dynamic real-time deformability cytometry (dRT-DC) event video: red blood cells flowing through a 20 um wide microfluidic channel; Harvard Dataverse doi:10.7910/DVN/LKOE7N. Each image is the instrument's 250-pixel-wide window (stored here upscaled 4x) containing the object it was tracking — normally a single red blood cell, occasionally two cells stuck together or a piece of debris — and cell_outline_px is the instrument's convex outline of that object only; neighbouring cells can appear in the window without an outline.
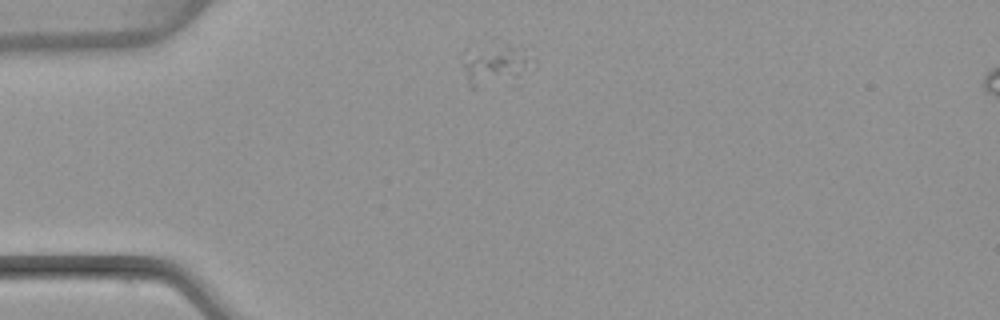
{"species": "common noctule bat (a hibernating species)", "species_latin": "Nyctalus noctula", "temperature_condition": "warm", "stored_images_in_passage": 2, "camera_frame_rate_fps": 3000, "um_per_image_px": 0.085, "animal": {"sex": "female", "body_mass_g": 22.7, "forearm_length_mm": 54.2}, "frame": {"image": 1, "passage_image": 1, "time_ms": 0.0, "image_size_px": [1000, 320], "cell_outline_px": [[536, 68], [524, 84], [520, 88], [468, 88], [464, 68], [464, 64], [504, 40], [536, 60]], "centroid_in_image_um": [42.48, 5.78], "position_along_channel_um": 42.5, "area_um2": 17.8}}